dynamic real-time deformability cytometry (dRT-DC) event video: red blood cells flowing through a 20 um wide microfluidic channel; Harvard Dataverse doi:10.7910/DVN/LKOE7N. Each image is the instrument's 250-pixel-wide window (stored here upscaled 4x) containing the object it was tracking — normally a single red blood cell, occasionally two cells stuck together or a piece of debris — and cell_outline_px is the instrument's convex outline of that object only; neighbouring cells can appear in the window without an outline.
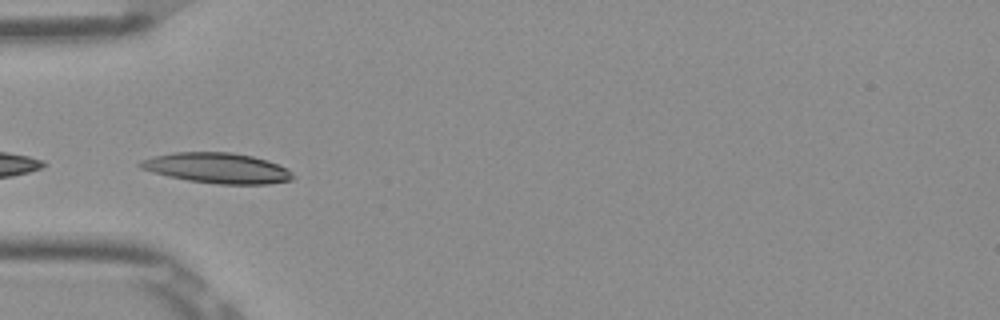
{"species": "Egyptian fruit bat (a non-hibernating species)", "species_latin": "Rousettus aegyptiacus", "temperature_condition": "room temperature", "stored_images_in_passage": 51, "camera_frame_rate_fps": 3000, "um_per_image_px": 0.085, "frame": {"image": 1, "passage_image": 16, "time_ms": 5.0, "image_size_px": [1000, 320], "cell_outline_px": [[296, 176], [292, 180], [268, 184], [216, 184], [188, 180], [168, 176], [140, 168], [136, 164], [140, 160], [172, 152], [232, 152], [252, 156], [268, 160], [288, 168]], "centroid_in_image_um": [18.5, 14.28], "position_along_channel_um": 66.5, "area_um2": 27.17}, "authors_computed_cell_mechanics": {"area_um2": 23.5246, "velocity_mm_per_s": 3.8424, "shape_relaxation_time_tau1_ms": 4.4081, "shape_relaxation_time_tau2_ms": null, "deformation_change_tau1": 0.1095, "deformation_change_tau2": null}}